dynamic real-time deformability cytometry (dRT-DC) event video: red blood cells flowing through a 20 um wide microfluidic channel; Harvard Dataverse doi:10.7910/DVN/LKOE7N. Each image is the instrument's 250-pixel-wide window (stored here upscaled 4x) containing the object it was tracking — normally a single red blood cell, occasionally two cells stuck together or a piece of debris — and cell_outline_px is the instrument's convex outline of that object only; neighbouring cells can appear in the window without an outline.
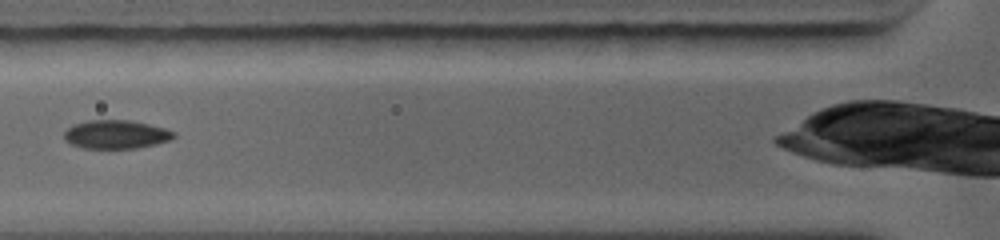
{"species": "common noctule bat (a hibernating species)", "species_latin": "Nyctalus noctula", "temperature_condition": "warm", "stored_images_in_passage": 6, "camera_frame_rate_fps": 5000, "um_per_image_px": 0.085, "animal": {"sex": "female", "body_mass_g": 19.0, "forearm_length_mm": 56.7}, "frame": {"image": 1, "passage_image": 3, "time_ms": 2.0, "image_size_px": [1000, 240], "cell_outline_px": [[176, 136], [172, 140], [156, 144], [136, 148], [84, 148], [72, 144], [64, 140], [64, 132], [68, 128], [76, 124], [88, 120], [128, 120], [148, 124], [164, 128], [176, 132]], "centroid_in_image_um": [9.89, 11.43], "position_along_channel_um": 115.9, "area_um2": 18.21}}
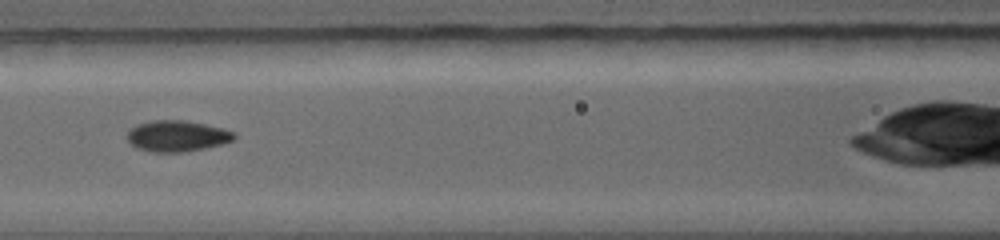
{"frame": {"image": 2, "passage_image": 4, "time_ms": 2.8, "image_size_px": [1000, 240], "cell_outline_px": [[236, 136], [232, 140], [220, 144], [204, 148], [184, 152], [152, 152], [136, 148], [124, 136], [136, 124], [152, 120], [184, 120], [224, 128], [236, 132]], "centroid_in_image_um": [15.03, 11.55], "position_along_channel_um": 151.6, "area_um2": 19.42}}
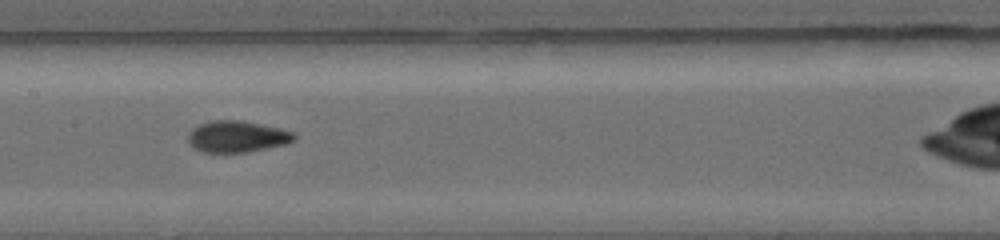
{"frame": {"image": 3, "passage_image": 5, "time_ms": 3.6, "image_size_px": [1000, 240], "cell_outline_px": [[296, 140], [288, 144], [248, 152], [200, 152], [192, 148], [188, 140], [188, 132], [192, 128], [200, 124], [212, 120], [240, 120], [280, 128], [296, 132]], "centroid_in_image_um": [20.17, 11.61], "position_along_channel_um": 187.2, "area_um2": 19.77}}